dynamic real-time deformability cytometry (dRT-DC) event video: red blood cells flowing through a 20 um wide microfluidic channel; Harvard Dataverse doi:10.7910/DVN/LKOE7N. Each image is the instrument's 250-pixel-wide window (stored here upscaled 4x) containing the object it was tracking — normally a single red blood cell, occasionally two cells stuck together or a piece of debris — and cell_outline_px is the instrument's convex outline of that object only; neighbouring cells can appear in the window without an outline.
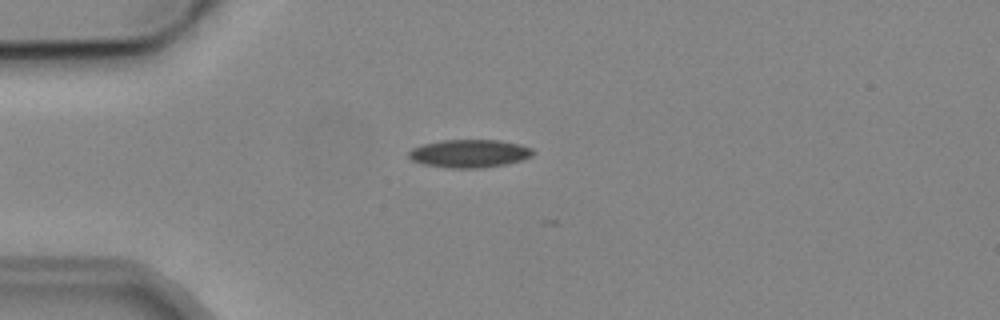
{"species": "common noctule bat (a hibernating species)", "species_latin": "Nyctalus noctula", "temperature_condition": "cold", "stored_images_in_passage": 3, "camera_frame_rate_fps": 3000, "um_per_image_px": 0.085, "animal": {"sex": "male", "body_mass_g": 19.2, "forearm_length_mm": 51.8}, "frame": {"image": 1, "passage_image": 3, "time_ms": 2.333, "image_size_px": [1000, 320], "cell_outline_px": [[536, 152], [532, 156], [520, 160], [504, 164], [484, 168], [448, 168], [424, 164], [412, 160], [408, 156], [408, 152], [412, 148], [420, 144], [440, 140], [500, 140], [520, 144], [532, 148]], "centroid_in_image_um": [39.89, 13.04], "position_along_channel_um": 45.1, "area_um2": 20.46}}